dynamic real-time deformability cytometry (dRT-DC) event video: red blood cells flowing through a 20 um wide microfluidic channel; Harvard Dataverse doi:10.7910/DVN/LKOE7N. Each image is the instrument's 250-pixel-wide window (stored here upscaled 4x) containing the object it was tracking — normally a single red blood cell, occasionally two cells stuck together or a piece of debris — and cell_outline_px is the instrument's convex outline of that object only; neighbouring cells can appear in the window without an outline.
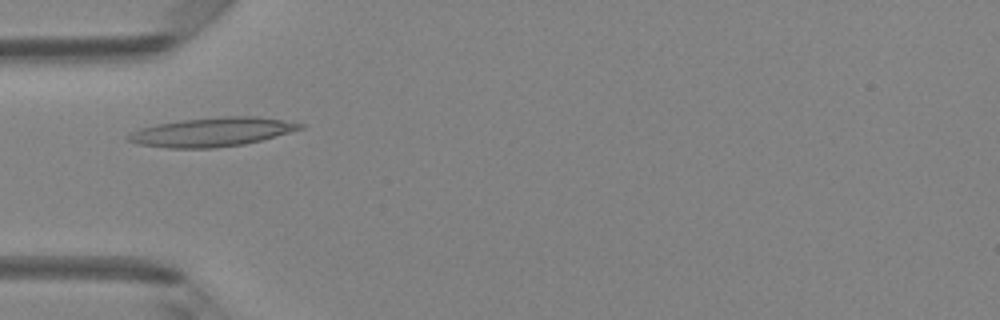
{"species": "Egyptian fruit bat (a non-hibernating species)", "species_latin": "Rousettus aegyptiacus", "temperature_condition": "room temperature", "stored_images_in_passage": 43, "camera_frame_rate_fps": 3000, "um_per_image_px": 0.085, "animal": {"sex": "female"}, "frame": {"image": 1, "passage_image": 10, "time_ms": 3.0, "image_size_px": [1000, 320], "cell_outline_px": [[304, 128], [260, 140], [244, 144], [212, 148], [168, 148], [136, 144], [128, 140], [124, 136], [140, 128], [156, 124], [184, 120], [224, 116], [256, 116], [304, 124]], "centroid_in_image_um": [17.97, 11.22], "position_along_channel_um": 67.0, "area_um2": 28.73}}
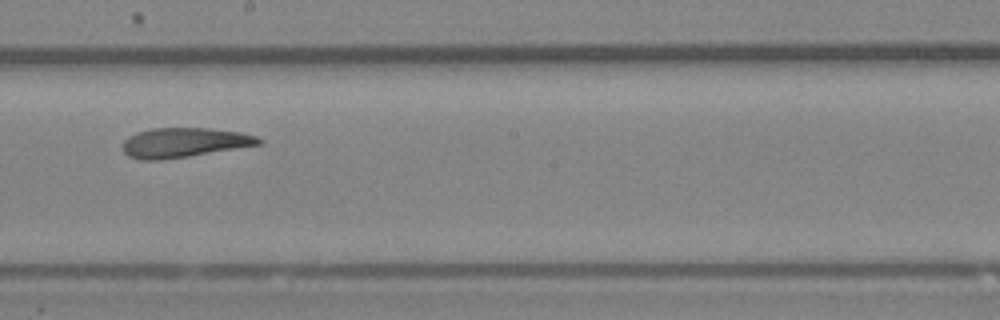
{"frame": {"image": 2, "passage_image": 22, "time_ms": 7.0, "image_size_px": [1000, 320], "cell_outline_px": [[264, 140], [260, 144], [188, 156], [160, 160], [140, 160], [128, 156], [124, 152], [124, 140], [128, 136], [136, 132], [152, 128], [208, 128], [240, 132], [256, 136]], "centroid_in_image_um": [15.62, 12.11], "position_along_channel_um": 232.6, "area_um2": 23.29}}
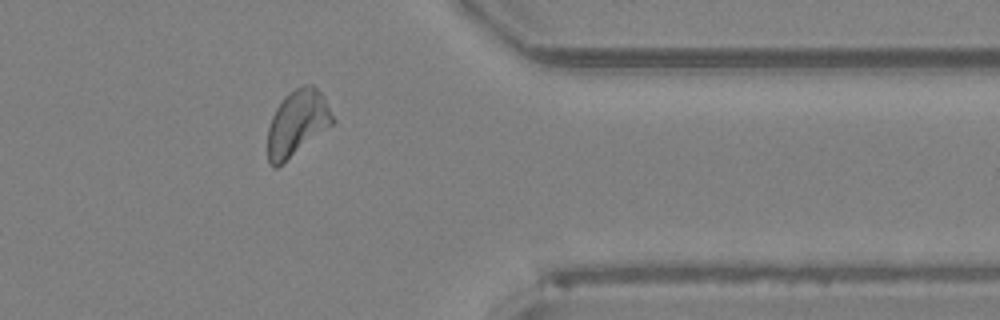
{"frame": {"image": 3, "passage_image": 34, "time_ms": 11.0, "image_size_px": [1000, 320], "cell_outline_px": [[336, 120], [332, 124], [276, 168], [272, 168], [268, 160], [268, 128], [272, 116], [276, 108], [284, 96], [288, 92], [304, 84], [312, 84], [324, 96]], "centroid_in_image_um": [25.26, 10.43], "position_along_channel_um": 386.1, "area_um2": 24.62}, "authors_computed_cell_mechanics": {"area_um2": 24.6228, "velocity_mm_per_s": 4.167, "shape_relaxation_time_tau1_ms": null, "shape_relaxation_time_tau2_ms": 2.8396, "deformation_change_tau1": null, "deformation_change_tau2": 0.11}}